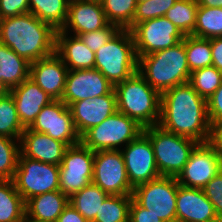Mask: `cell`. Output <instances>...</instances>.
<instances>
[{
	"mask_svg": "<svg viewBox=\"0 0 222 222\" xmlns=\"http://www.w3.org/2000/svg\"><path fill=\"white\" fill-rule=\"evenodd\" d=\"M25 201L13 180H0V222H24Z\"/></svg>",
	"mask_w": 222,
	"mask_h": 222,
	"instance_id": "484cf974",
	"label": "cell"
},
{
	"mask_svg": "<svg viewBox=\"0 0 222 222\" xmlns=\"http://www.w3.org/2000/svg\"><path fill=\"white\" fill-rule=\"evenodd\" d=\"M137 121L120 113L118 110L105 119L101 124L87 130L80 142L93 152L101 150H119L121 144L128 145L143 133Z\"/></svg>",
	"mask_w": 222,
	"mask_h": 222,
	"instance_id": "52a82bcc",
	"label": "cell"
},
{
	"mask_svg": "<svg viewBox=\"0 0 222 222\" xmlns=\"http://www.w3.org/2000/svg\"><path fill=\"white\" fill-rule=\"evenodd\" d=\"M113 90L114 86L96 68L68 70L61 101L69 106L76 101L110 94Z\"/></svg>",
	"mask_w": 222,
	"mask_h": 222,
	"instance_id": "2e32d148",
	"label": "cell"
},
{
	"mask_svg": "<svg viewBox=\"0 0 222 222\" xmlns=\"http://www.w3.org/2000/svg\"><path fill=\"white\" fill-rule=\"evenodd\" d=\"M143 133L151 141L161 176L177 177L199 143L192 138L163 130L159 125L146 127Z\"/></svg>",
	"mask_w": 222,
	"mask_h": 222,
	"instance_id": "8992f818",
	"label": "cell"
},
{
	"mask_svg": "<svg viewBox=\"0 0 222 222\" xmlns=\"http://www.w3.org/2000/svg\"><path fill=\"white\" fill-rule=\"evenodd\" d=\"M29 13V0H0V18Z\"/></svg>",
	"mask_w": 222,
	"mask_h": 222,
	"instance_id": "ab89813d",
	"label": "cell"
},
{
	"mask_svg": "<svg viewBox=\"0 0 222 222\" xmlns=\"http://www.w3.org/2000/svg\"><path fill=\"white\" fill-rule=\"evenodd\" d=\"M89 1H97V2H101L102 0H89Z\"/></svg>",
	"mask_w": 222,
	"mask_h": 222,
	"instance_id": "816d5d0a",
	"label": "cell"
},
{
	"mask_svg": "<svg viewBox=\"0 0 222 222\" xmlns=\"http://www.w3.org/2000/svg\"><path fill=\"white\" fill-rule=\"evenodd\" d=\"M56 222H88L74 207L69 203Z\"/></svg>",
	"mask_w": 222,
	"mask_h": 222,
	"instance_id": "f6af8a7d",
	"label": "cell"
},
{
	"mask_svg": "<svg viewBox=\"0 0 222 222\" xmlns=\"http://www.w3.org/2000/svg\"><path fill=\"white\" fill-rule=\"evenodd\" d=\"M158 17H159L158 0H147L145 2L137 3L132 22V28L140 22Z\"/></svg>",
	"mask_w": 222,
	"mask_h": 222,
	"instance_id": "f35d334b",
	"label": "cell"
},
{
	"mask_svg": "<svg viewBox=\"0 0 222 222\" xmlns=\"http://www.w3.org/2000/svg\"><path fill=\"white\" fill-rule=\"evenodd\" d=\"M28 129L45 133L68 146L80 143L71 111L61 100H53L44 106Z\"/></svg>",
	"mask_w": 222,
	"mask_h": 222,
	"instance_id": "4fadbf2b",
	"label": "cell"
},
{
	"mask_svg": "<svg viewBox=\"0 0 222 222\" xmlns=\"http://www.w3.org/2000/svg\"><path fill=\"white\" fill-rule=\"evenodd\" d=\"M15 102L18 117L25 128H28L42 108L53 99L30 78L24 80L9 92Z\"/></svg>",
	"mask_w": 222,
	"mask_h": 222,
	"instance_id": "7402d4cb",
	"label": "cell"
},
{
	"mask_svg": "<svg viewBox=\"0 0 222 222\" xmlns=\"http://www.w3.org/2000/svg\"><path fill=\"white\" fill-rule=\"evenodd\" d=\"M20 153L29 159L60 165L69 147L67 144L26 128L20 138Z\"/></svg>",
	"mask_w": 222,
	"mask_h": 222,
	"instance_id": "ffe728a7",
	"label": "cell"
},
{
	"mask_svg": "<svg viewBox=\"0 0 222 222\" xmlns=\"http://www.w3.org/2000/svg\"><path fill=\"white\" fill-rule=\"evenodd\" d=\"M207 112L211 125L214 122L222 120V83L220 87L207 100Z\"/></svg>",
	"mask_w": 222,
	"mask_h": 222,
	"instance_id": "60d3db41",
	"label": "cell"
},
{
	"mask_svg": "<svg viewBox=\"0 0 222 222\" xmlns=\"http://www.w3.org/2000/svg\"><path fill=\"white\" fill-rule=\"evenodd\" d=\"M158 125L163 130L192 138L199 143L209 142L211 124L207 100L189 82L164 91L161 93Z\"/></svg>",
	"mask_w": 222,
	"mask_h": 222,
	"instance_id": "6da1fadb",
	"label": "cell"
},
{
	"mask_svg": "<svg viewBox=\"0 0 222 222\" xmlns=\"http://www.w3.org/2000/svg\"><path fill=\"white\" fill-rule=\"evenodd\" d=\"M56 32L30 12L0 20V43L30 63L55 53Z\"/></svg>",
	"mask_w": 222,
	"mask_h": 222,
	"instance_id": "7a4b0ae2",
	"label": "cell"
},
{
	"mask_svg": "<svg viewBox=\"0 0 222 222\" xmlns=\"http://www.w3.org/2000/svg\"><path fill=\"white\" fill-rule=\"evenodd\" d=\"M132 195H108L93 222H129Z\"/></svg>",
	"mask_w": 222,
	"mask_h": 222,
	"instance_id": "f546056e",
	"label": "cell"
},
{
	"mask_svg": "<svg viewBox=\"0 0 222 222\" xmlns=\"http://www.w3.org/2000/svg\"><path fill=\"white\" fill-rule=\"evenodd\" d=\"M147 0H136L137 3H140V2H145Z\"/></svg>",
	"mask_w": 222,
	"mask_h": 222,
	"instance_id": "681fc988",
	"label": "cell"
},
{
	"mask_svg": "<svg viewBox=\"0 0 222 222\" xmlns=\"http://www.w3.org/2000/svg\"><path fill=\"white\" fill-rule=\"evenodd\" d=\"M176 177L160 176L133 189V199L163 222H177Z\"/></svg>",
	"mask_w": 222,
	"mask_h": 222,
	"instance_id": "ba28073f",
	"label": "cell"
},
{
	"mask_svg": "<svg viewBox=\"0 0 222 222\" xmlns=\"http://www.w3.org/2000/svg\"><path fill=\"white\" fill-rule=\"evenodd\" d=\"M209 143L216 149L222 158V120L211 125Z\"/></svg>",
	"mask_w": 222,
	"mask_h": 222,
	"instance_id": "7bdbcfd3",
	"label": "cell"
},
{
	"mask_svg": "<svg viewBox=\"0 0 222 222\" xmlns=\"http://www.w3.org/2000/svg\"><path fill=\"white\" fill-rule=\"evenodd\" d=\"M138 72L160 94L176 85L189 82L191 72L184 42L141 56L138 59Z\"/></svg>",
	"mask_w": 222,
	"mask_h": 222,
	"instance_id": "3957f363",
	"label": "cell"
},
{
	"mask_svg": "<svg viewBox=\"0 0 222 222\" xmlns=\"http://www.w3.org/2000/svg\"><path fill=\"white\" fill-rule=\"evenodd\" d=\"M115 86L138 71V58L132 33L120 29L95 53V67Z\"/></svg>",
	"mask_w": 222,
	"mask_h": 222,
	"instance_id": "5b68a950",
	"label": "cell"
},
{
	"mask_svg": "<svg viewBox=\"0 0 222 222\" xmlns=\"http://www.w3.org/2000/svg\"><path fill=\"white\" fill-rule=\"evenodd\" d=\"M68 204L69 197L61 190L34 196L25 202V219L36 222H56Z\"/></svg>",
	"mask_w": 222,
	"mask_h": 222,
	"instance_id": "cb8c5ba5",
	"label": "cell"
},
{
	"mask_svg": "<svg viewBox=\"0 0 222 222\" xmlns=\"http://www.w3.org/2000/svg\"><path fill=\"white\" fill-rule=\"evenodd\" d=\"M133 188L160 177L150 139L142 133L120 150Z\"/></svg>",
	"mask_w": 222,
	"mask_h": 222,
	"instance_id": "9a60e30c",
	"label": "cell"
},
{
	"mask_svg": "<svg viewBox=\"0 0 222 222\" xmlns=\"http://www.w3.org/2000/svg\"><path fill=\"white\" fill-rule=\"evenodd\" d=\"M69 109L77 133L81 137L90 128L101 124L117 111L116 93L87 98L71 103Z\"/></svg>",
	"mask_w": 222,
	"mask_h": 222,
	"instance_id": "e0dca14e",
	"label": "cell"
},
{
	"mask_svg": "<svg viewBox=\"0 0 222 222\" xmlns=\"http://www.w3.org/2000/svg\"><path fill=\"white\" fill-rule=\"evenodd\" d=\"M120 30L114 24H107L104 28L96 31L79 34L78 37L94 53L105 45Z\"/></svg>",
	"mask_w": 222,
	"mask_h": 222,
	"instance_id": "8d00e7d4",
	"label": "cell"
},
{
	"mask_svg": "<svg viewBox=\"0 0 222 222\" xmlns=\"http://www.w3.org/2000/svg\"><path fill=\"white\" fill-rule=\"evenodd\" d=\"M67 73V66L56 53L30 63L29 78L53 100L62 99Z\"/></svg>",
	"mask_w": 222,
	"mask_h": 222,
	"instance_id": "ac0fdd59",
	"label": "cell"
},
{
	"mask_svg": "<svg viewBox=\"0 0 222 222\" xmlns=\"http://www.w3.org/2000/svg\"><path fill=\"white\" fill-rule=\"evenodd\" d=\"M183 42L190 72L212 65L210 39L185 35Z\"/></svg>",
	"mask_w": 222,
	"mask_h": 222,
	"instance_id": "d6a6232c",
	"label": "cell"
},
{
	"mask_svg": "<svg viewBox=\"0 0 222 222\" xmlns=\"http://www.w3.org/2000/svg\"><path fill=\"white\" fill-rule=\"evenodd\" d=\"M137 58L164 50L183 41L185 35L166 17L148 19L131 30Z\"/></svg>",
	"mask_w": 222,
	"mask_h": 222,
	"instance_id": "30bf717a",
	"label": "cell"
},
{
	"mask_svg": "<svg viewBox=\"0 0 222 222\" xmlns=\"http://www.w3.org/2000/svg\"><path fill=\"white\" fill-rule=\"evenodd\" d=\"M189 83L204 99L208 100L222 83V72L213 65L191 72Z\"/></svg>",
	"mask_w": 222,
	"mask_h": 222,
	"instance_id": "e575fe53",
	"label": "cell"
},
{
	"mask_svg": "<svg viewBox=\"0 0 222 222\" xmlns=\"http://www.w3.org/2000/svg\"><path fill=\"white\" fill-rule=\"evenodd\" d=\"M203 191L222 221V170L205 185Z\"/></svg>",
	"mask_w": 222,
	"mask_h": 222,
	"instance_id": "74e56055",
	"label": "cell"
},
{
	"mask_svg": "<svg viewBox=\"0 0 222 222\" xmlns=\"http://www.w3.org/2000/svg\"><path fill=\"white\" fill-rule=\"evenodd\" d=\"M69 2L70 0H29V12L58 31L66 22Z\"/></svg>",
	"mask_w": 222,
	"mask_h": 222,
	"instance_id": "4316f807",
	"label": "cell"
},
{
	"mask_svg": "<svg viewBox=\"0 0 222 222\" xmlns=\"http://www.w3.org/2000/svg\"><path fill=\"white\" fill-rule=\"evenodd\" d=\"M26 128L22 125L10 93L0 98V136L20 139Z\"/></svg>",
	"mask_w": 222,
	"mask_h": 222,
	"instance_id": "836d02e7",
	"label": "cell"
},
{
	"mask_svg": "<svg viewBox=\"0 0 222 222\" xmlns=\"http://www.w3.org/2000/svg\"><path fill=\"white\" fill-rule=\"evenodd\" d=\"M55 53L62 59L68 70L95 67V53L78 36L68 37V30L56 32Z\"/></svg>",
	"mask_w": 222,
	"mask_h": 222,
	"instance_id": "603a6c76",
	"label": "cell"
},
{
	"mask_svg": "<svg viewBox=\"0 0 222 222\" xmlns=\"http://www.w3.org/2000/svg\"><path fill=\"white\" fill-rule=\"evenodd\" d=\"M177 0H158L159 17H164L166 12L175 4Z\"/></svg>",
	"mask_w": 222,
	"mask_h": 222,
	"instance_id": "bcb514c9",
	"label": "cell"
},
{
	"mask_svg": "<svg viewBox=\"0 0 222 222\" xmlns=\"http://www.w3.org/2000/svg\"><path fill=\"white\" fill-rule=\"evenodd\" d=\"M117 110L137 121L142 127L158 125L161 94L137 71L114 86Z\"/></svg>",
	"mask_w": 222,
	"mask_h": 222,
	"instance_id": "277c9868",
	"label": "cell"
},
{
	"mask_svg": "<svg viewBox=\"0 0 222 222\" xmlns=\"http://www.w3.org/2000/svg\"><path fill=\"white\" fill-rule=\"evenodd\" d=\"M212 65L222 72V37L210 39Z\"/></svg>",
	"mask_w": 222,
	"mask_h": 222,
	"instance_id": "ee69618b",
	"label": "cell"
},
{
	"mask_svg": "<svg viewBox=\"0 0 222 222\" xmlns=\"http://www.w3.org/2000/svg\"><path fill=\"white\" fill-rule=\"evenodd\" d=\"M198 6H205V7H222V0H196Z\"/></svg>",
	"mask_w": 222,
	"mask_h": 222,
	"instance_id": "7dc6e473",
	"label": "cell"
},
{
	"mask_svg": "<svg viewBox=\"0 0 222 222\" xmlns=\"http://www.w3.org/2000/svg\"><path fill=\"white\" fill-rule=\"evenodd\" d=\"M129 222H163L149 210L140 206L133 198L130 205Z\"/></svg>",
	"mask_w": 222,
	"mask_h": 222,
	"instance_id": "b9f144b4",
	"label": "cell"
},
{
	"mask_svg": "<svg viewBox=\"0 0 222 222\" xmlns=\"http://www.w3.org/2000/svg\"><path fill=\"white\" fill-rule=\"evenodd\" d=\"M94 152L81 142L69 146L59 165V185L69 198L92 182Z\"/></svg>",
	"mask_w": 222,
	"mask_h": 222,
	"instance_id": "8fae6325",
	"label": "cell"
},
{
	"mask_svg": "<svg viewBox=\"0 0 222 222\" xmlns=\"http://www.w3.org/2000/svg\"><path fill=\"white\" fill-rule=\"evenodd\" d=\"M20 139L0 136V180H13L20 155Z\"/></svg>",
	"mask_w": 222,
	"mask_h": 222,
	"instance_id": "d590c367",
	"label": "cell"
},
{
	"mask_svg": "<svg viewBox=\"0 0 222 222\" xmlns=\"http://www.w3.org/2000/svg\"><path fill=\"white\" fill-rule=\"evenodd\" d=\"M13 182L25 202L34 196L60 190L59 165L32 160L20 153Z\"/></svg>",
	"mask_w": 222,
	"mask_h": 222,
	"instance_id": "9c48e42d",
	"label": "cell"
},
{
	"mask_svg": "<svg viewBox=\"0 0 222 222\" xmlns=\"http://www.w3.org/2000/svg\"><path fill=\"white\" fill-rule=\"evenodd\" d=\"M30 62L0 43V79L10 90L29 78Z\"/></svg>",
	"mask_w": 222,
	"mask_h": 222,
	"instance_id": "d4e9b609",
	"label": "cell"
},
{
	"mask_svg": "<svg viewBox=\"0 0 222 222\" xmlns=\"http://www.w3.org/2000/svg\"><path fill=\"white\" fill-rule=\"evenodd\" d=\"M222 170V158L209 143H198L183 170L176 177L178 184L203 189Z\"/></svg>",
	"mask_w": 222,
	"mask_h": 222,
	"instance_id": "5bb4252c",
	"label": "cell"
},
{
	"mask_svg": "<svg viewBox=\"0 0 222 222\" xmlns=\"http://www.w3.org/2000/svg\"><path fill=\"white\" fill-rule=\"evenodd\" d=\"M108 194L93 182L69 198V203L88 221L93 222Z\"/></svg>",
	"mask_w": 222,
	"mask_h": 222,
	"instance_id": "83f0119b",
	"label": "cell"
},
{
	"mask_svg": "<svg viewBox=\"0 0 222 222\" xmlns=\"http://www.w3.org/2000/svg\"><path fill=\"white\" fill-rule=\"evenodd\" d=\"M92 182L108 195L133 194L120 149L94 152Z\"/></svg>",
	"mask_w": 222,
	"mask_h": 222,
	"instance_id": "7c38bea8",
	"label": "cell"
},
{
	"mask_svg": "<svg viewBox=\"0 0 222 222\" xmlns=\"http://www.w3.org/2000/svg\"><path fill=\"white\" fill-rule=\"evenodd\" d=\"M10 90L6 87V85L0 79V98L6 96Z\"/></svg>",
	"mask_w": 222,
	"mask_h": 222,
	"instance_id": "c3c4849f",
	"label": "cell"
},
{
	"mask_svg": "<svg viewBox=\"0 0 222 222\" xmlns=\"http://www.w3.org/2000/svg\"><path fill=\"white\" fill-rule=\"evenodd\" d=\"M108 24L101 2L70 0L67 19L60 31L71 27L74 36L104 28Z\"/></svg>",
	"mask_w": 222,
	"mask_h": 222,
	"instance_id": "44dd1931",
	"label": "cell"
},
{
	"mask_svg": "<svg viewBox=\"0 0 222 222\" xmlns=\"http://www.w3.org/2000/svg\"><path fill=\"white\" fill-rule=\"evenodd\" d=\"M177 222H222L203 189L178 184L176 198Z\"/></svg>",
	"mask_w": 222,
	"mask_h": 222,
	"instance_id": "d6986e66",
	"label": "cell"
},
{
	"mask_svg": "<svg viewBox=\"0 0 222 222\" xmlns=\"http://www.w3.org/2000/svg\"><path fill=\"white\" fill-rule=\"evenodd\" d=\"M101 4L109 24L120 29H132L136 0H102Z\"/></svg>",
	"mask_w": 222,
	"mask_h": 222,
	"instance_id": "4dcf8cb0",
	"label": "cell"
},
{
	"mask_svg": "<svg viewBox=\"0 0 222 222\" xmlns=\"http://www.w3.org/2000/svg\"><path fill=\"white\" fill-rule=\"evenodd\" d=\"M197 9L196 0H177L164 17L169 19L184 35H191L196 24Z\"/></svg>",
	"mask_w": 222,
	"mask_h": 222,
	"instance_id": "1f68e13d",
	"label": "cell"
},
{
	"mask_svg": "<svg viewBox=\"0 0 222 222\" xmlns=\"http://www.w3.org/2000/svg\"><path fill=\"white\" fill-rule=\"evenodd\" d=\"M191 35L206 39L222 37V7L198 6L196 24Z\"/></svg>",
	"mask_w": 222,
	"mask_h": 222,
	"instance_id": "f1b7e54d",
	"label": "cell"
},
{
	"mask_svg": "<svg viewBox=\"0 0 222 222\" xmlns=\"http://www.w3.org/2000/svg\"><path fill=\"white\" fill-rule=\"evenodd\" d=\"M24 222H36V221L25 219Z\"/></svg>",
	"mask_w": 222,
	"mask_h": 222,
	"instance_id": "f907efd6",
	"label": "cell"
}]
</instances>
